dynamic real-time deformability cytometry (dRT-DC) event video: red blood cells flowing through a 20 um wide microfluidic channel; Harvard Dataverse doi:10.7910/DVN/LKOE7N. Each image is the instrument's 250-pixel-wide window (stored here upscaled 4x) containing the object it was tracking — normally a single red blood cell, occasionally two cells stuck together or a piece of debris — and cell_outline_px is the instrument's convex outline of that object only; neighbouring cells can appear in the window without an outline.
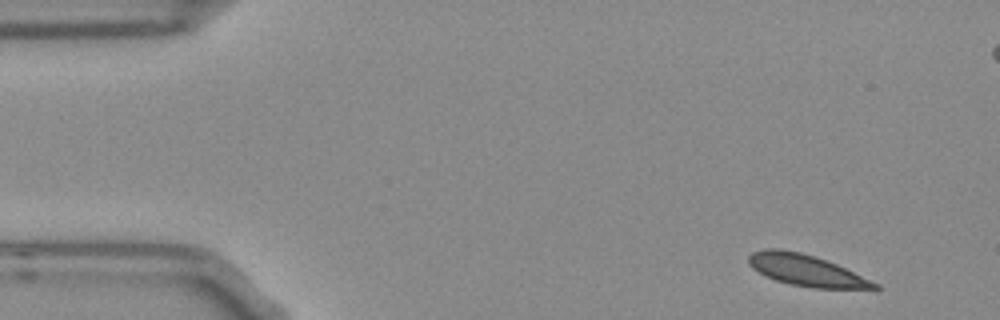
{"species": "Egyptian fruit bat (a non-hibernating species)", "species_latin": "Rousettus aegyptiacus", "temperature_condition": "room temperature", "stored_images_in_passage": 52, "camera_frame_rate_fps": 3000, "um_per_image_px": 0.085, "frame": {"image": 1, "passage_image": 1, "time_ms": 0.0, "image_size_px": [1000, 320], "cell_outline_px": [[880, 288], [812, 288], [788, 284], [764, 276], [752, 268], [748, 264], [748, 256], [752, 252], [764, 248], [780, 248], [800, 252], [836, 264], [880, 284]], "centroid_in_image_um": [68.45, 22.97], "position_along_channel_um": 16.5, "area_um2": 22.89}}
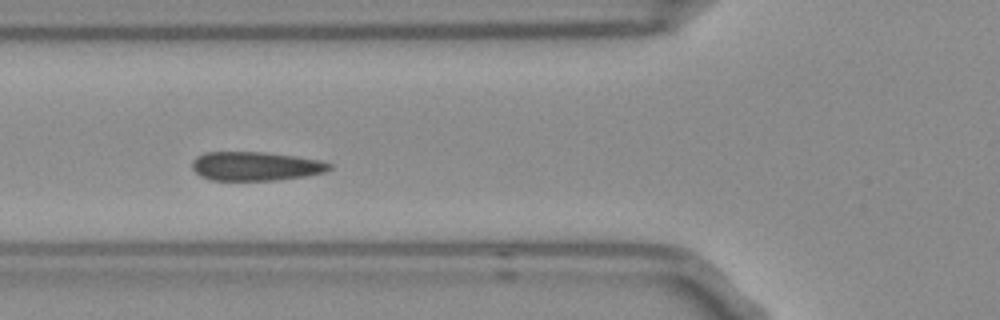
{"frame": {"image": 2, "passage_image": 16, "time_ms": 5.0, "image_size_px": [1000, 320], "cell_outline_px": [[332, 168], [324, 172], [304, 176], [276, 180], [212, 180], [200, 176], [192, 168], [192, 160], [196, 156], [204, 152], [264, 152], [296, 156], [320, 160], [332, 164]], "centroid_in_image_um": [21.71, 14.12], "position_along_channel_um": 104.1, "area_um2": 23.18}}
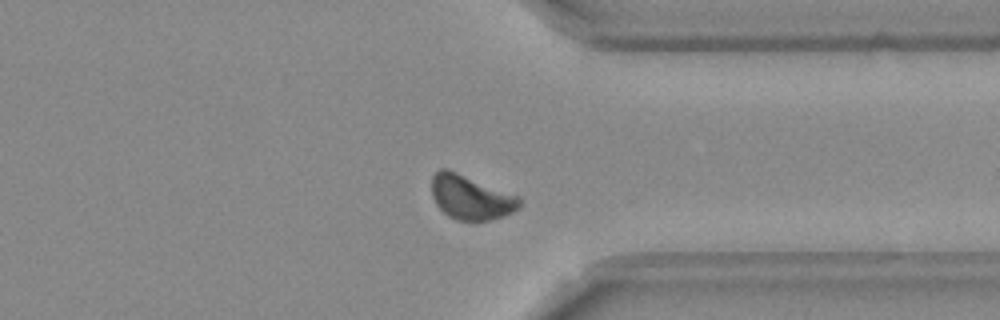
{"frame": {"image": 3, "passage_image": 38, "time_ms": 12.333, "image_size_px": [1000, 320], "cell_outline_px": [[520, 208], [512, 212], [476, 224], [456, 220], [448, 216], [436, 204], [432, 196], [432, 176], [440, 168], [448, 168], [520, 196]], "centroid_in_image_um": [40.01, 16.79], "position_along_channel_um": 371.4, "area_um2": 23.18}, "authors_computed_cell_mechanics": {"area_um2": 23.0333, "velocity_mm_per_s": 3.6835, "shape_relaxation_time_tau1_ms": 5.3642, "shape_relaxation_time_tau2_ms": null, "deformation_change_tau1": 0.1087, "deformation_change_tau2": null}}